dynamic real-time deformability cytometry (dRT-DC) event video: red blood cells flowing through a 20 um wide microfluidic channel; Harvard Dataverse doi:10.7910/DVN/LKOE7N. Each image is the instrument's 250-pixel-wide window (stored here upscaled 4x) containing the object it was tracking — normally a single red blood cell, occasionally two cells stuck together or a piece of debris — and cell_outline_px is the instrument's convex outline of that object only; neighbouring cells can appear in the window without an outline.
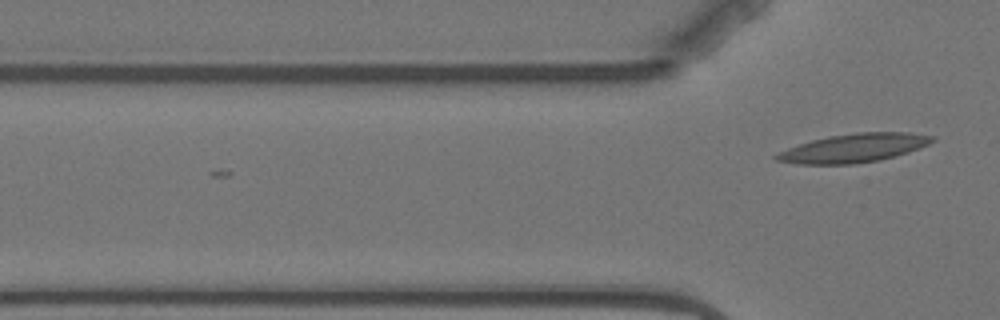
{"species": "Egyptian fruit bat (a non-hibernating species)", "species_latin": "Rousettus aegyptiacus", "temperature_condition": "warm", "stored_images_in_passage": 6, "camera_frame_rate_fps": 3000, "um_per_image_px": 0.085, "animal": {"sex": "female"}, "frame": {"image": 1, "passage_image": 6, "time_ms": 6.667, "image_size_px": [1000, 320], "cell_outline_px": [[936, 140], [920, 148], [908, 152], [880, 160], [856, 164], [796, 164], [776, 160], [772, 156], [776, 152], [812, 140], [828, 136], [856, 132], [908, 132], [932, 136]], "centroid_in_image_um": [72.54, 12.59], "position_along_channel_um": 53.3, "area_um2": 26.07}}